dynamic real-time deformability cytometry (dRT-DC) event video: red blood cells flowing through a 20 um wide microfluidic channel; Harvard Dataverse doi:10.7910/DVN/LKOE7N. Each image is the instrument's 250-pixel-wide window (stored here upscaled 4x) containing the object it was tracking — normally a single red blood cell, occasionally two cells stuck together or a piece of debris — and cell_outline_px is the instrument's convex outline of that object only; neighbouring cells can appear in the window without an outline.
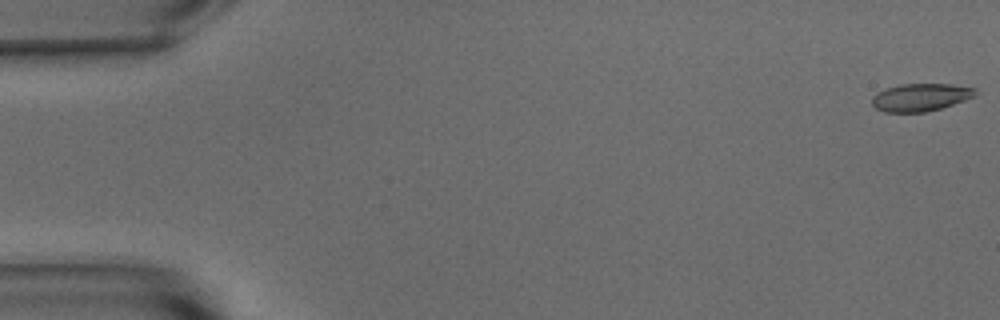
{"species": "common noctule bat (a hibernating species)", "species_latin": "Nyctalus noctula", "temperature_condition": "warm", "stored_images_in_passage": 53, "camera_frame_rate_fps": 3000, "um_per_image_px": 0.085, "animal": {"sex": "male", "body_mass_g": 15.6}, "frame": {"image": 1, "passage_image": 1, "time_ms": 0.0, "image_size_px": [1000, 320], "cell_outline_px": [[980, 92], [976, 96], [940, 108], [924, 112], [884, 112], [876, 108], [872, 104], [872, 96], [876, 92], [900, 84], [952, 84], [976, 88]], "centroid_in_image_um": [78.27, 8.26], "position_along_channel_um": 6.7, "area_um2": 16.7}}
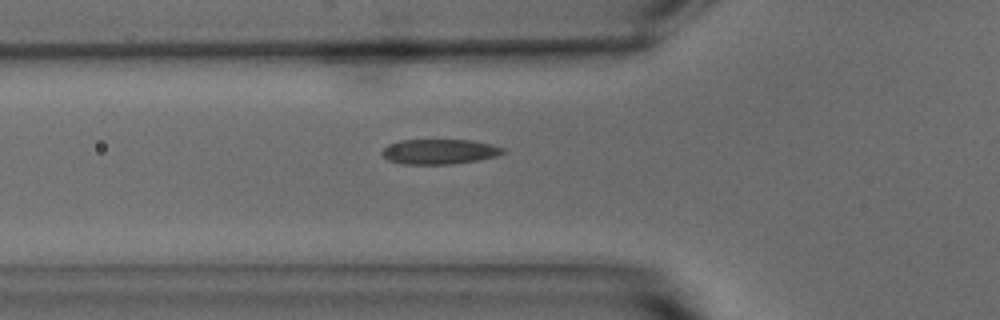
{"frame": {"image": 2, "passage_image": 19, "time_ms": 6.0, "image_size_px": [1000, 320], "cell_outline_px": [[504, 152], [496, 156], [476, 160], [452, 164], [400, 164], [388, 160], [380, 152], [388, 144], [400, 140], [472, 140], [492, 144], [504, 148]], "centroid_in_image_um": [37.32, 12.88], "position_along_channel_um": 88.5, "area_um2": 17.63}}
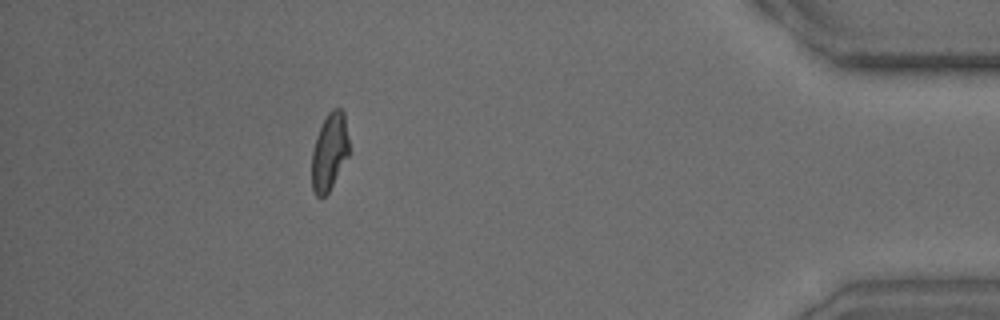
{"frame": {"image": 3, "passage_image": 48, "time_ms": 15.667, "image_size_px": [1000, 320], "cell_outline_px": [[348, 156], [328, 192], [324, 196], [316, 196], [312, 188], [312, 152], [316, 136], [328, 112], [332, 108], [340, 108], [344, 112], [348, 136]], "centroid_in_image_um": [28.0, 12.87], "position_along_channel_um": 407.2, "area_um2": 16.53}, "authors_computed_cell_mechanics": {"area_um2": 17.629, "velocity_mm_per_s": 3.8135, "shape_relaxation_time_tau1_ms": 5.1641, "shape_relaxation_time_tau2_ms": 1.4558, "deformation_change_tau1": 0.1651, "deformation_change_tau2": 0.0815}}